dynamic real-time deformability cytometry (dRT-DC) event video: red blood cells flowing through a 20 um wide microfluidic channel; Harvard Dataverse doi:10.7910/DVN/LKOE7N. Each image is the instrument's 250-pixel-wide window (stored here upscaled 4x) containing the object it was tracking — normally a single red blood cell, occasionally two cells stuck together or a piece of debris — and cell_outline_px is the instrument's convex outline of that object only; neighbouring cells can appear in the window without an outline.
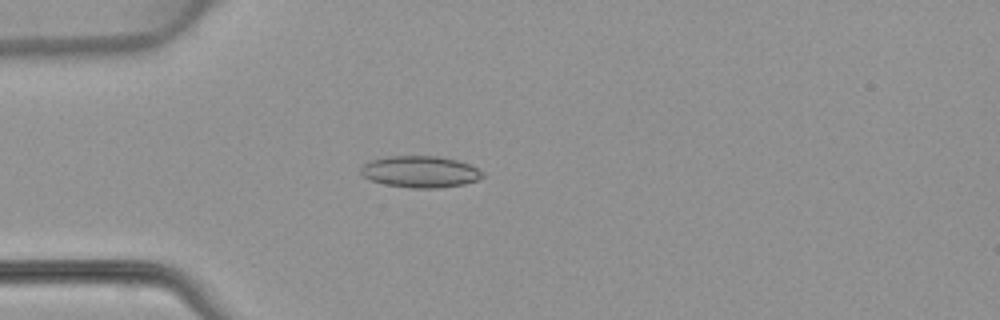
{"species": "common noctule bat (a hibernating species)", "species_latin": "Nyctalus noctula", "temperature_condition": "warm", "stored_images_in_passage": 36, "camera_frame_rate_fps": 3000, "um_per_image_px": 0.085, "animal": {"sex": "female", "body_mass_g": 22.7, "forearm_length_mm": 54.2}, "frame": {"image": 1, "passage_image": 1, "time_ms": 0.0, "image_size_px": [1000, 320], "cell_outline_px": [[484, 176], [476, 180], [464, 184], [440, 188], [412, 188], [384, 184], [372, 180], [364, 176], [360, 172], [360, 168], [368, 160], [388, 156], [436, 156], [456, 160], [468, 164], [484, 172]], "centroid_in_image_um": [35.7, 14.6], "position_along_channel_um": 49.3, "area_um2": 22.37}}
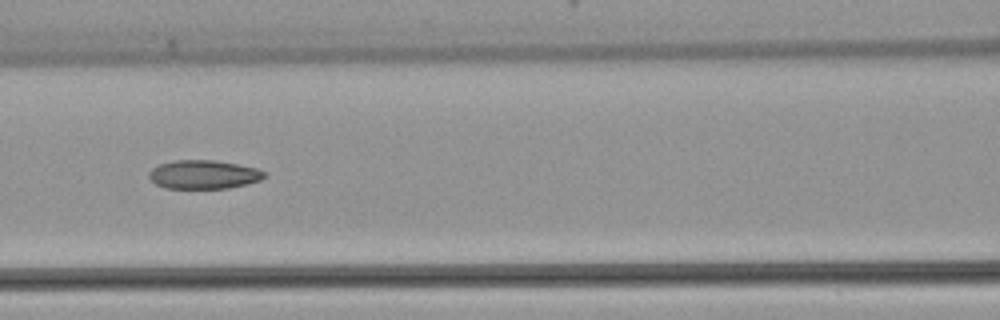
{"frame": {"image": 2, "passage_image": 9, "time_ms": 2.667, "image_size_px": [1000, 320], "cell_outline_px": [[268, 176], [260, 180], [248, 184], [228, 188], [164, 188], [156, 184], [148, 176], [148, 172], [152, 168], [160, 164], [172, 160], [212, 160], [236, 164], [256, 168], [268, 172]], "centroid_in_image_um": [17.33, 14.83], "position_along_channel_um": 149.3, "area_um2": 19.42}}
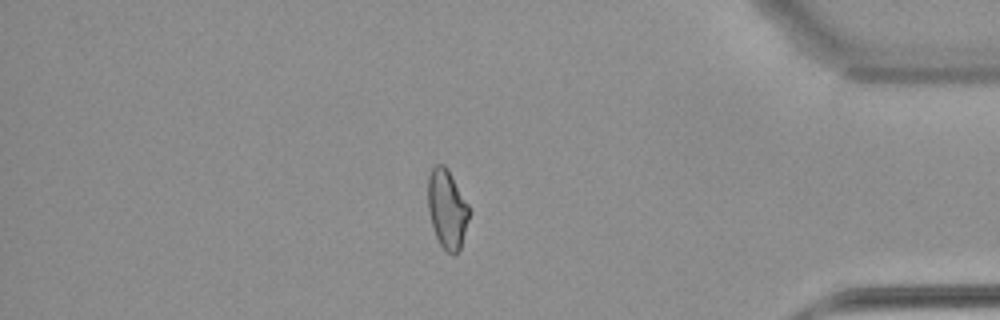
{"frame": {"image": 3, "passage_image": 29, "time_ms": 9.333, "image_size_px": [1000, 320], "cell_outline_px": [[472, 212], [460, 252], [456, 256], [452, 256], [440, 244], [436, 236], [428, 212], [428, 176], [432, 168], [436, 164], [444, 164], [448, 168], [468, 204]], "centroid_in_image_um": [38.04, 17.8], "position_along_channel_um": 397.2, "area_um2": 19.48}}